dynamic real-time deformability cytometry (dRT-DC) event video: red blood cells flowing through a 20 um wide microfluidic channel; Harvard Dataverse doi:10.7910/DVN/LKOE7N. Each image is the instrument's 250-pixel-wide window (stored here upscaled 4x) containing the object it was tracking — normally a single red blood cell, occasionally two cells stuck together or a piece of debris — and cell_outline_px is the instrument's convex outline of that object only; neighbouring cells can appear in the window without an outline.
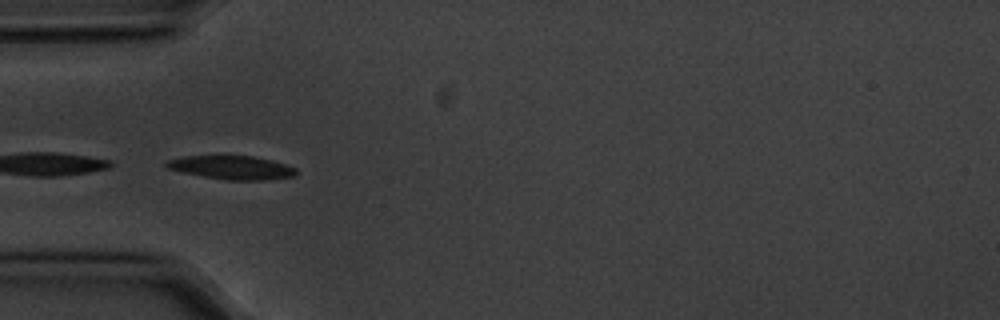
{"species": "common noctule bat (a hibernating species)", "species_latin": "Nyctalus noctula", "temperature_condition": "cold", "stored_images_in_passage": 27, "segment_of_instrument_passage": [2, 2], "camera_frame_rate_fps": 3000, "um_per_image_px": 0.085, "animal": {"sex": "male", "body_mass_g": 20.1, "forearm_length_mm": 53.5}, "frame": {"image": 1, "passage_image": 16, "time_ms": 5.0, "image_size_px": [1000, 320], "cell_outline_px": [[296, 172], [292, 176], [264, 180], [228, 180], [204, 176], [184, 172], [168, 168], [164, 164], [168, 160], [184, 156], [252, 156], [272, 160], [296, 168]], "centroid_in_image_um": [19.7, 14.23], "position_along_channel_um": 65.3, "area_um2": 17.46}}
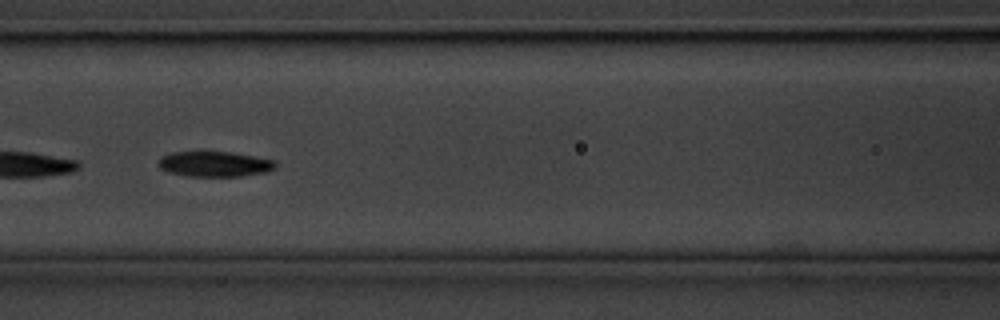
{"frame": {"image": 2, "passage_image": 23, "time_ms": 7.333, "image_size_px": [1000, 320], "cell_outline_px": [[276, 168], [268, 172], [240, 176], [188, 176], [168, 172], [160, 168], [156, 164], [160, 156], [172, 152], [204, 148], [232, 152], [256, 156], [276, 160]], "centroid_in_image_um": [18.2, 13.88], "position_along_channel_um": 148.4, "area_um2": 18.38}}